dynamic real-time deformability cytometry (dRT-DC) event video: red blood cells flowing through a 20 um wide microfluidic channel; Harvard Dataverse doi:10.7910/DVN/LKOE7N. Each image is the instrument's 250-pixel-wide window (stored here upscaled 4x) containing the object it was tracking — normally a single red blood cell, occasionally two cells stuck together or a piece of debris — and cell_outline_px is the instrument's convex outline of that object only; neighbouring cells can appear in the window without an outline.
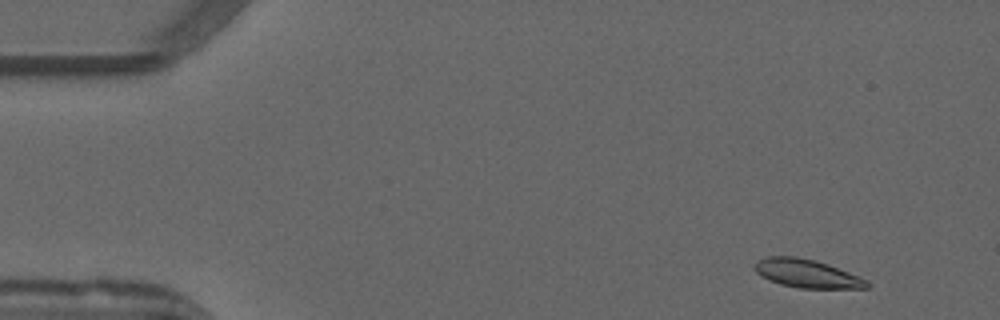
{"species": "common noctule bat (a hibernating species)", "species_latin": "Nyctalus noctula", "temperature_condition": "warm", "stored_images_in_passage": 51, "camera_frame_rate_fps": 3000, "um_per_image_px": 0.085, "animal": {"sex": "male", "forearm_length_mm": 52.5}, "frame": {"image": 1, "passage_image": 3, "time_ms": 0.667, "image_size_px": [1000, 320], "cell_outline_px": [[872, 284], [868, 288], [800, 288], [780, 284], [756, 272], [752, 268], [752, 264], [756, 260], [768, 256], [796, 256], [816, 260], [828, 264], [868, 280]], "centroid_in_image_um": [68.58, 23.23], "position_along_channel_um": 16.4, "area_um2": 18.61}}
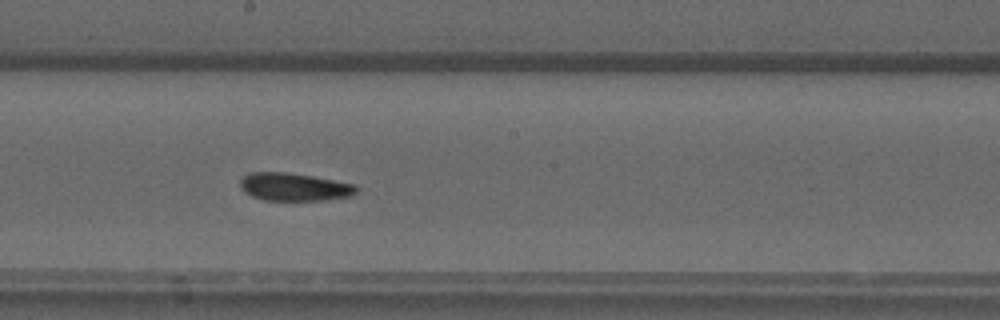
{"frame": {"image": 2, "passage_image": 27, "time_ms": 8.667, "image_size_px": [1000, 320], "cell_outline_px": [[360, 188], [352, 196], [324, 200], [264, 200], [252, 196], [244, 192], [240, 188], [240, 180], [244, 176], [252, 172], [288, 172], [312, 176], [356, 184]], "centroid_in_image_um": [25.03, 15.89], "position_along_channel_um": 223.2, "area_um2": 19.02}}
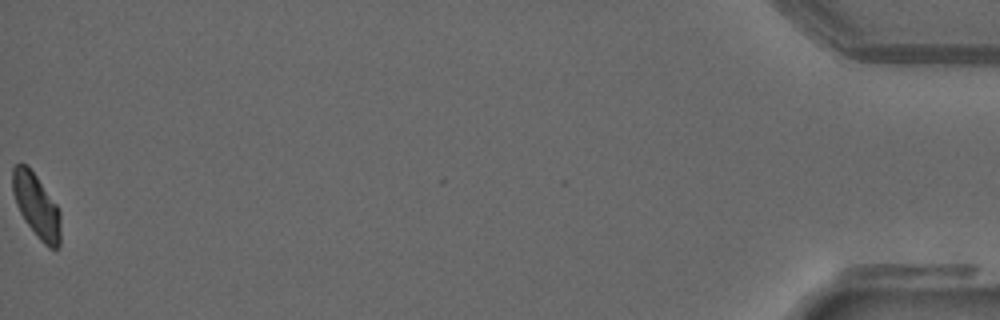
{"frame": {"image": 3, "passage_image": 51, "time_ms": 16.667, "image_size_px": [1000, 320], "cell_outline_px": [[60, 244], [56, 248], [48, 248], [36, 236], [24, 220], [16, 204], [12, 192], [12, 168], [20, 160], [28, 164], [56, 204], [60, 212]], "centroid_in_image_um": [3.07, 17.44], "position_along_channel_um": 432.1, "area_um2": 18.09}, "authors_computed_cell_mechanics": {"area_um2": 19.074, "velocity_mm_per_s": 3.9096, "shape_relaxation_time_tau1_ms": 9.4177, "shape_relaxation_time_tau2_ms": 2.5507, "deformation_change_tau1": 0.189, "deformation_change_tau2": 0.077}}